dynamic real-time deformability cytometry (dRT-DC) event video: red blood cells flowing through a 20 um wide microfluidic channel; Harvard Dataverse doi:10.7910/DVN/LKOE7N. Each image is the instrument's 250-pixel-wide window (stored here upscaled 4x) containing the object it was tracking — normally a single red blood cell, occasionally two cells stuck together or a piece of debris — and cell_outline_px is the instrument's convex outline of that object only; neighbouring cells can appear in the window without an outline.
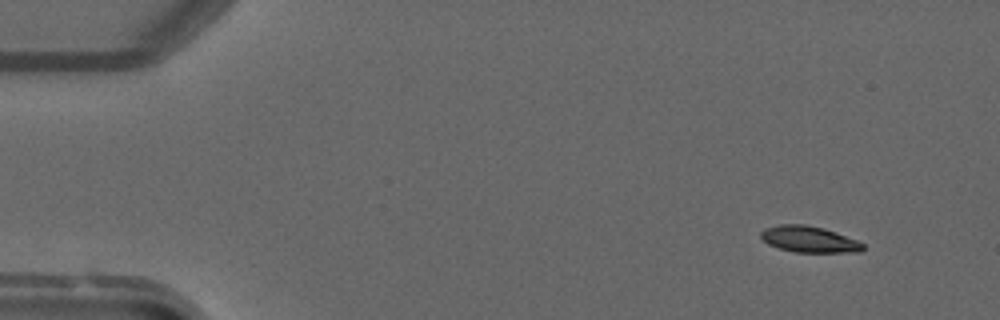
{"species": "common noctule bat (a hibernating species)", "species_latin": "Nyctalus noctula", "temperature_condition": "warm", "stored_images_in_passage": 5, "camera_frame_rate_fps": 3000, "um_per_image_px": 0.085, "animal": {"sex": "male", "forearm_length_mm": 52.5}, "frame": {"image": 1, "passage_image": 1, "time_ms": 0.0, "image_size_px": [1000, 320], "cell_outline_px": [[864, 248], [860, 252], [796, 252], [780, 248], [768, 244], [760, 236], [760, 232], [764, 228], [776, 224], [804, 224], [824, 228], [836, 232], [856, 240], [864, 244]], "centroid_in_image_um": [68.75, 20.32], "position_along_channel_um": 16.2, "area_um2": 15.61}}